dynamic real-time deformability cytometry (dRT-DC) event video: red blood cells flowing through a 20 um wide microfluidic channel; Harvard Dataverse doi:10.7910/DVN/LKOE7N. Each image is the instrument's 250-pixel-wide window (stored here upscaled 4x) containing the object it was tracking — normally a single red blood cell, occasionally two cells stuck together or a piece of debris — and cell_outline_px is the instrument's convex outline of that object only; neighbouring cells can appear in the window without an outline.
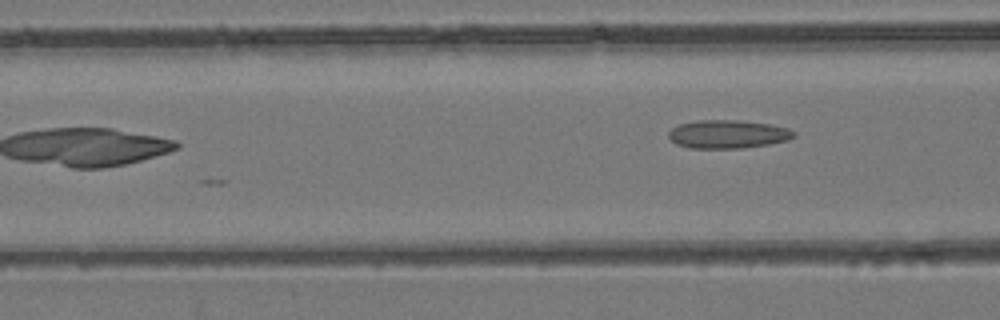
{"species": "common noctule bat (a hibernating species)", "species_latin": "Nyctalus noctula", "temperature_condition": "room temperature", "stored_images_in_passage": 24, "camera_frame_rate_fps": 3000, "um_per_image_px": 0.085, "animal": {"sex": "female", "body_mass_g": 24.6, "forearm_length_mm": 56.2}, "frame": {"image": 1, "passage_image": 24, "time_ms": 7.667, "image_size_px": [1000, 320], "cell_outline_px": [[796, 136], [788, 140], [768, 144], [740, 148], [688, 148], [676, 144], [668, 136], [668, 132], [672, 128], [680, 124], [696, 120], [736, 120], [768, 124], [788, 128], [796, 132]], "centroid_in_image_um": [61.86, 11.4], "position_along_channel_um": 104.7, "area_um2": 20.63}}